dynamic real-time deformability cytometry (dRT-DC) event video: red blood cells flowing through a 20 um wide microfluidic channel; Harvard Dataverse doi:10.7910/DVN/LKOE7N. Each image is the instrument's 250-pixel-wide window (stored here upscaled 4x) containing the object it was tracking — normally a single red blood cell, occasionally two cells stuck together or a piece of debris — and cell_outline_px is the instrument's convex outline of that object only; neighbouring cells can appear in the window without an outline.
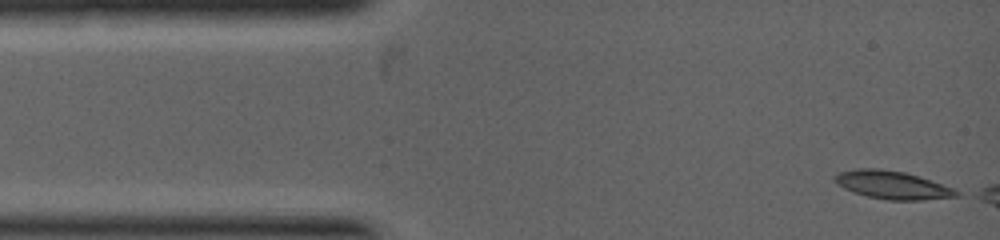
{"species": "common noctule bat (a hibernating species)", "species_latin": "Nyctalus noctula", "temperature_condition": "warm", "stored_images_in_passage": 6, "camera_frame_rate_fps": 5000, "um_per_image_px": 0.085, "animal": {"sex": "female", "body_mass_g": 19.0, "forearm_length_mm": 53.3}, "frame": {"image": 1, "passage_image": 1, "time_ms": 0.0, "image_size_px": [1000, 240], "cell_outline_px": [[960, 196], [924, 200], [888, 200], [868, 196], [852, 192], [836, 184], [832, 180], [832, 176], [840, 172], [856, 168], [876, 168], [904, 172], [952, 188], [960, 192]], "centroid_in_image_um": [75.78, 15.73], "position_along_channel_um": 9.2, "area_um2": 19.77}}